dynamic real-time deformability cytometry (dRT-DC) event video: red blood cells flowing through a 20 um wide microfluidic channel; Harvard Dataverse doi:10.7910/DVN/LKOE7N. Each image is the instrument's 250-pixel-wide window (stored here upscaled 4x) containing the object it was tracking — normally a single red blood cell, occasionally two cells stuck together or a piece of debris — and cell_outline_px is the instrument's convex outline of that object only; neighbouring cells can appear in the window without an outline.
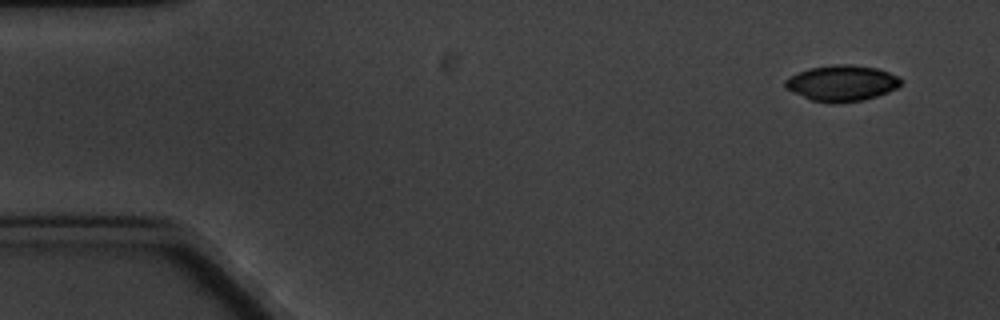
{"species": "common noctule bat (a hibernating species)", "species_latin": "Nyctalus noctula", "temperature_condition": "cold", "stored_images_in_passage": 6, "camera_frame_rate_fps": 3000, "um_per_image_px": 0.085, "animal": {"sex": "male", "body_mass_g": 20.1, "forearm_length_mm": 53.5}, "frame": {"image": 1, "passage_image": 1, "time_ms": 0.0, "image_size_px": [1000, 320], "cell_outline_px": [[904, 80], [896, 88], [888, 92], [864, 100], [836, 104], [828, 104], [812, 100], [792, 92], [784, 88], [784, 80], [788, 76], [808, 68], [836, 64], [848, 64], [876, 68], [900, 76]], "centroid_in_image_um": [71.53, 7.08], "position_along_channel_um": 13.5, "area_um2": 24.57}}
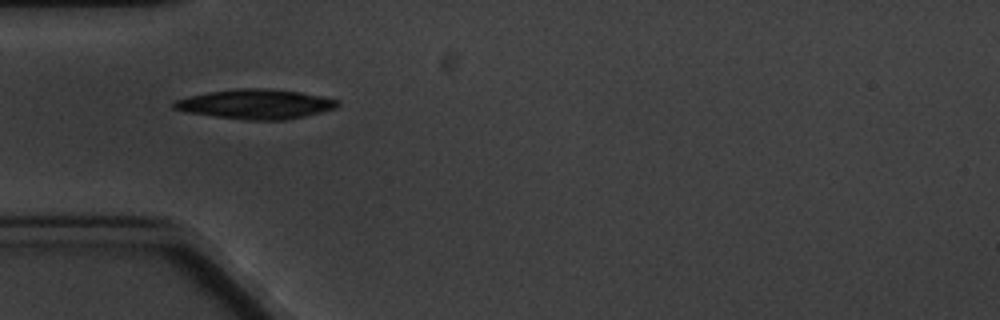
{"frame": {"image": 2, "passage_image": 5, "time_ms": 4.667, "image_size_px": [1000, 320], "cell_outline_px": [[340, 104], [336, 108], [304, 116], [284, 120], [244, 120], [184, 112], [172, 108], [172, 104], [176, 100], [188, 96], [208, 92], [236, 88], [268, 88], [300, 92], [340, 100]], "centroid_in_image_um": [21.71, 8.85], "position_along_channel_um": 63.3, "area_um2": 28.38}}